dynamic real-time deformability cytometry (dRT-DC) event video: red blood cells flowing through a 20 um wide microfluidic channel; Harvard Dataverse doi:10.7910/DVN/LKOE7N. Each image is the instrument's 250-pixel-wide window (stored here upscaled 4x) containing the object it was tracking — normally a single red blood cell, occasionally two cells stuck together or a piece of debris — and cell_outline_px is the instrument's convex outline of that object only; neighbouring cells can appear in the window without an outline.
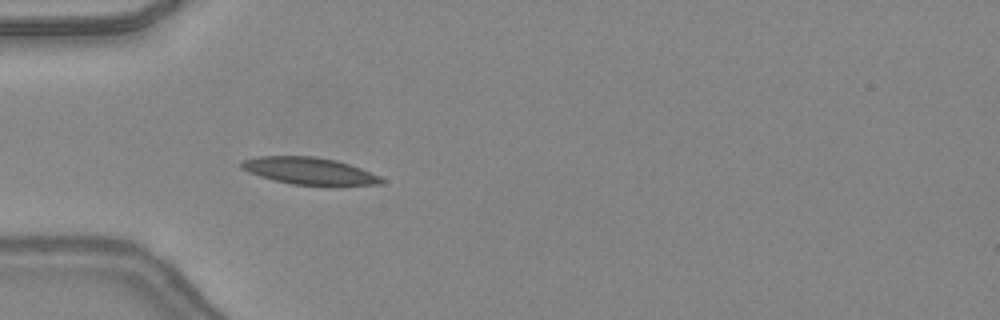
{"species": "common noctule bat (a hibernating species)", "species_latin": "Nyctalus noctula", "temperature_condition": "warm", "stored_images_in_passage": 14, "camera_frame_rate_fps": 3000, "um_per_image_px": 0.085, "animal": {"sex": "female", "body_mass_g": 24.6, "forearm_length_mm": 56.2}, "frame": {"image": 1, "passage_image": 5, "time_ms": 1.333, "image_size_px": [1000, 320], "cell_outline_px": [[384, 180], [380, 184], [336, 188], [324, 188], [292, 184], [272, 180], [248, 172], [240, 168], [240, 164], [244, 160], [256, 156], [312, 156], [336, 160], [360, 168], [380, 176]], "centroid_in_image_um": [26.34, 14.58], "position_along_channel_um": 58.7, "area_um2": 23.0}}
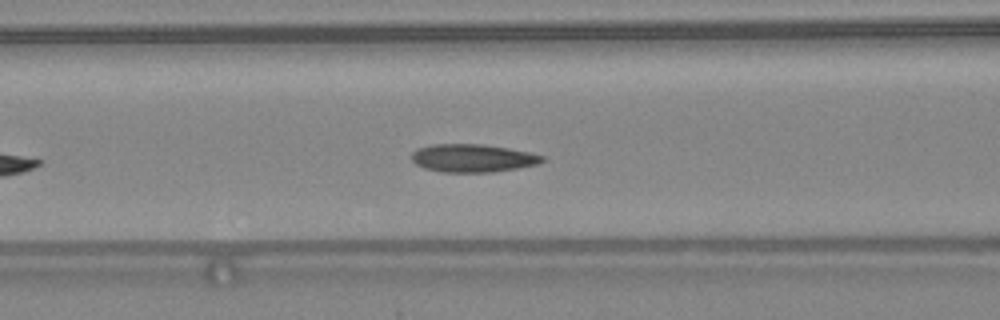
{"frame": {"image": 2, "passage_image": 10, "time_ms": 3.0, "image_size_px": [1000, 320], "cell_outline_px": [[544, 160], [540, 164], [492, 172], [440, 172], [424, 168], [416, 164], [412, 160], [412, 152], [416, 148], [432, 144], [484, 144], [508, 148], [528, 152], [544, 156]], "centroid_in_image_um": [40.16, 13.44], "position_along_channel_um": 126.4, "area_um2": 21.39}}